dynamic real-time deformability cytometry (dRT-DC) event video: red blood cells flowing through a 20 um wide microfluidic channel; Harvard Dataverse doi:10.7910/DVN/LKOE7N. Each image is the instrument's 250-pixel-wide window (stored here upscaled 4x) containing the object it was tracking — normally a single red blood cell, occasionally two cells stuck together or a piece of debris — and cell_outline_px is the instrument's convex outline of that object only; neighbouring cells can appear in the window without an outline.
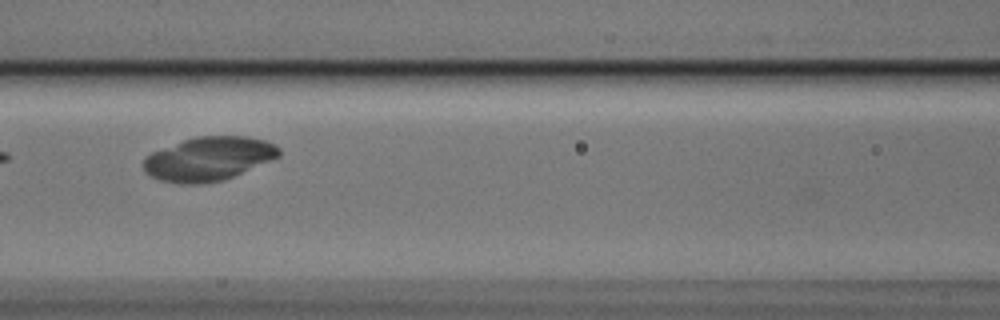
{"species": "Egyptian fruit bat (a non-hibernating species)", "species_latin": "Rousettus aegyptiacus", "temperature_condition": "cold", "stored_images_in_passage": 10, "camera_frame_rate_fps": 3000, "um_per_image_px": 0.085, "animal": {"sex": "male"}, "frame": {"image": 1, "passage_image": 7, "time_ms": 2.0, "image_size_px": [1000, 320], "cell_outline_px": [[280, 156], [272, 160], [224, 180], [192, 184], [180, 184], [160, 180], [144, 172], [144, 160], [152, 152], [184, 140], [196, 136], [244, 136], [264, 140], [276, 144], [280, 148]], "centroid_in_image_um": [17.76, 13.49], "position_along_channel_um": 148.8, "area_um2": 34.39}}